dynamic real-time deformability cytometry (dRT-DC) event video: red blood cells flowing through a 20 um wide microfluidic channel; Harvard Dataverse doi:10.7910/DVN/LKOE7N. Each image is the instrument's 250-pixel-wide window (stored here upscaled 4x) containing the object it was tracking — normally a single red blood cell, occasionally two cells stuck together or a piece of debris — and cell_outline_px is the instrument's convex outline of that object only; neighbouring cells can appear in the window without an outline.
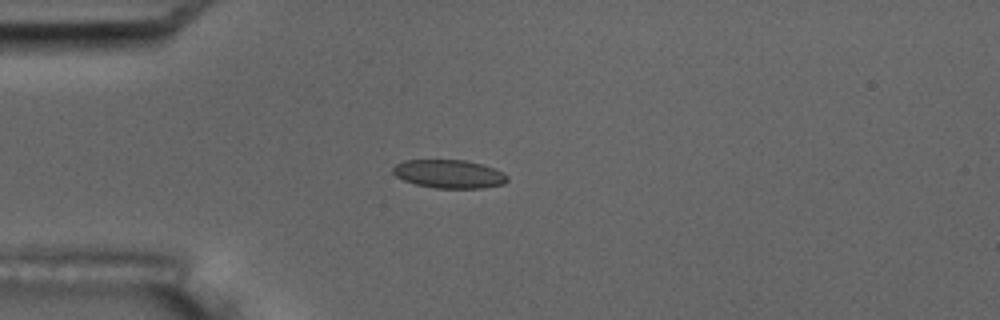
{"species": "common noctule bat (a hibernating species)", "species_latin": "Nyctalus noctula", "temperature_condition": "room temperature", "stored_images_in_passage": 8, "camera_frame_rate_fps": 3000, "um_per_image_px": 0.085, "animal": {"sex": "male", "body_mass_g": 17.5, "forearm_length_mm": 52.3}, "frame": {"image": 1, "passage_image": 5, "time_ms": 4.667, "image_size_px": [1000, 320], "cell_outline_px": [[508, 180], [504, 184], [480, 188], [436, 188], [416, 184], [404, 180], [396, 176], [392, 172], [392, 168], [396, 164], [404, 160], [464, 160], [484, 164], [504, 172], [508, 176]], "centroid_in_image_um": [38.19, 14.78], "position_along_channel_um": 46.8, "area_um2": 19.02}}